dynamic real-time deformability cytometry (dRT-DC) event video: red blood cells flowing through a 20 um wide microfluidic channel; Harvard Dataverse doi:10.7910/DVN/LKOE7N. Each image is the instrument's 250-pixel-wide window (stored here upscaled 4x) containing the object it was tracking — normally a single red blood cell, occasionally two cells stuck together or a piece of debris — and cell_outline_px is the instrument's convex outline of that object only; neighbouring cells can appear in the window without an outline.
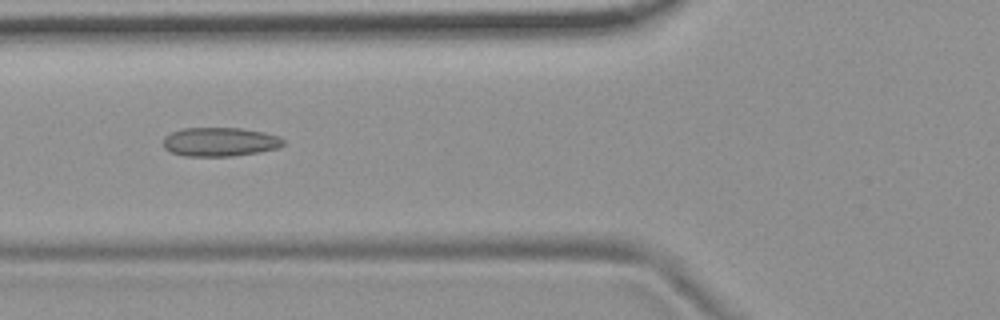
{"species": "common noctule bat (a hibernating species)", "species_latin": "Nyctalus noctula", "temperature_condition": "room temperature", "stored_images_in_passage": 9, "camera_frame_rate_fps": 3000, "um_per_image_px": 0.085, "animal": {"sex": "female", "body_mass_g": 19.9}, "frame": {"image": 1, "passage_image": 6, "time_ms": 5.667, "image_size_px": [1000, 320], "cell_outline_px": [[284, 144], [280, 148], [260, 152], [232, 156], [184, 156], [172, 152], [164, 148], [164, 136], [172, 132], [184, 128], [240, 128], [264, 132], [280, 136], [284, 140]], "centroid_in_image_um": [18.73, 12.06], "position_along_channel_um": 107.1, "area_um2": 20.35}}
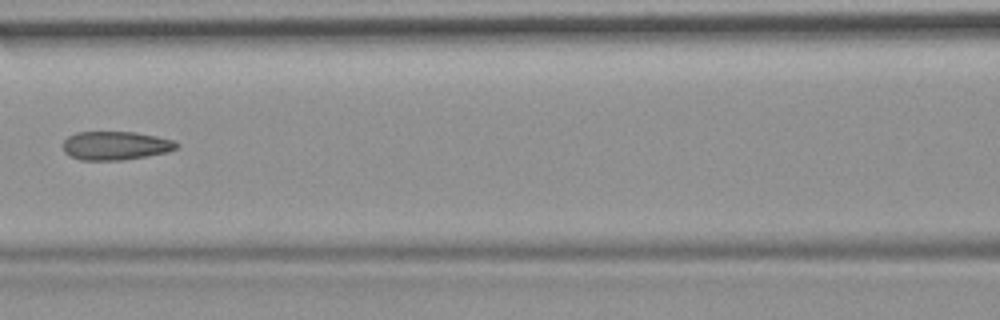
{"frame": {"image": 2, "passage_image": 7, "time_ms": 7.0, "image_size_px": [1000, 320], "cell_outline_px": [[180, 144], [176, 148], [168, 152], [148, 156], [120, 160], [80, 160], [68, 156], [64, 152], [64, 140], [68, 136], [76, 132], [136, 132], [156, 136], [172, 140]], "centroid_in_image_um": [9.81, 12.38], "position_along_channel_um": 156.8, "area_um2": 19.02}}
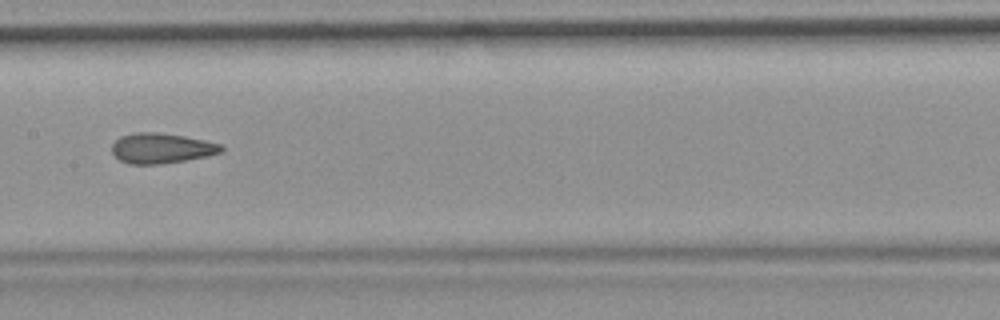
{"frame": {"image": 3, "passage_image": 8, "time_ms": 8.0, "image_size_px": [1000, 320], "cell_outline_px": [[224, 148], [220, 152], [208, 156], [160, 164], [128, 164], [120, 160], [112, 152], [112, 144], [120, 136], [136, 132], [156, 132], [184, 136], [204, 140], [220, 144]], "centroid_in_image_um": [13.7, 12.6], "position_along_channel_um": 193.7, "area_um2": 19.13}}